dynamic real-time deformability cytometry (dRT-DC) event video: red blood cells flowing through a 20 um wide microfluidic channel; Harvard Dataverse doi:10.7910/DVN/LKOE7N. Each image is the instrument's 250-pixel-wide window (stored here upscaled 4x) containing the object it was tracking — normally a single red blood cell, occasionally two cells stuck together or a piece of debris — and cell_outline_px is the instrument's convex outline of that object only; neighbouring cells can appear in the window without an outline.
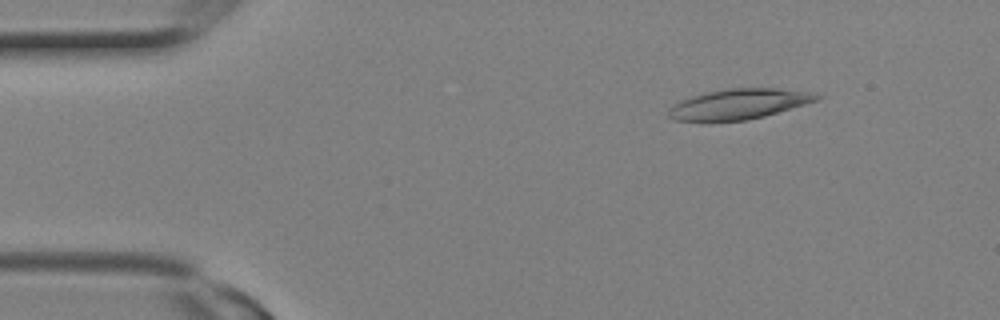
{"species": "Egyptian fruit bat (a non-hibernating species)", "species_latin": "Rousettus aegyptiacus", "temperature_condition": "room temperature", "stored_images_in_passage": 7, "camera_frame_rate_fps": 3000, "um_per_image_px": 0.085, "animal": {"sex": "female"}, "frame": {"image": 1, "passage_image": 3, "time_ms": 0.667, "image_size_px": [1000, 320], "cell_outline_px": [[824, 96], [820, 100], [764, 116], [744, 120], [676, 120], [668, 116], [668, 112], [680, 100], [704, 92], [728, 88], [776, 88], [812, 92]], "centroid_in_image_um": [62.89, 8.82], "position_along_channel_um": 22.1, "area_um2": 25.84}}
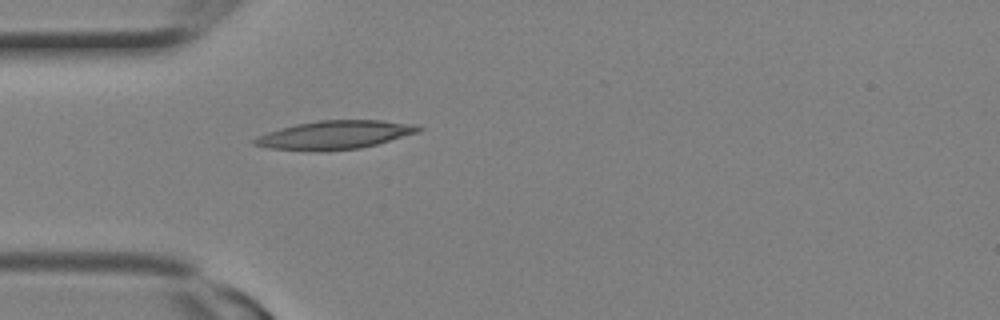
{"frame": {"image": 2, "passage_image": 7, "time_ms": 2.0, "image_size_px": [1000, 320], "cell_outline_px": [[424, 128], [416, 132], [376, 144], [360, 148], [268, 148], [252, 144], [252, 140], [256, 136], [280, 128], [296, 124], [320, 120], [380, 120], [420, 124]], "centroid_in_image_um": [28.51, 11.41], "position_along_channel_um": 56.5, "area_um2": 26.01}}